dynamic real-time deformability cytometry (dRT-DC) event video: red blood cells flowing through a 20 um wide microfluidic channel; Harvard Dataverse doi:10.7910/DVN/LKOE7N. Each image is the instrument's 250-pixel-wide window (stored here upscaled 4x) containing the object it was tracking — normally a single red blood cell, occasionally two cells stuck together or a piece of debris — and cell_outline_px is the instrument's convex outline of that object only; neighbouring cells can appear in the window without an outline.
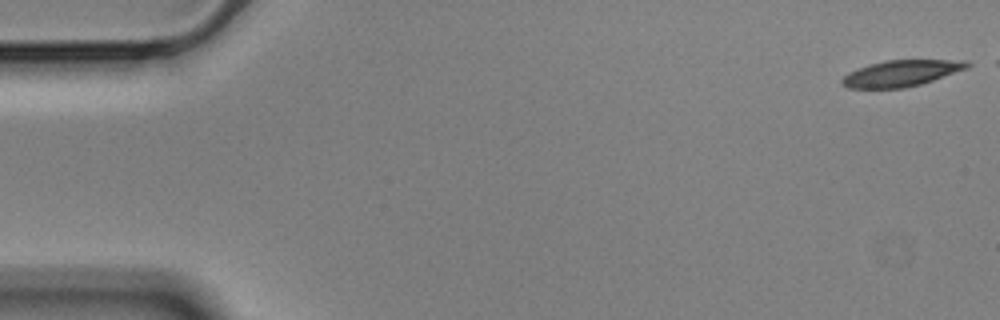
{"species": "Egyptian fruit bat (a non-hibernating species)", "species_latin": "Rousettus aegyptiacus", "temperature_condition": "cold", "stored_images_in_passage": 50, "camera_frame_rate_fps": 3000, "um_per_image_px": 0.085, "animal": {"sex": "male"}, "frame": {"image": 1, "passage_image": 1, "time_ms": 0.0, "image_size_px": [1000, 320], "cell_outline_px": [[972, 64], [968, 68], [920, 84], [904, 88], [848, 88], [840, 84], [840, 80], [848, 72], [868, 64], [884, 60], [968, 60]], "centroid_in_image_um": [76.58, 6.22], "position_along_channel_um": 8.4, "area_um2": 19.19}}
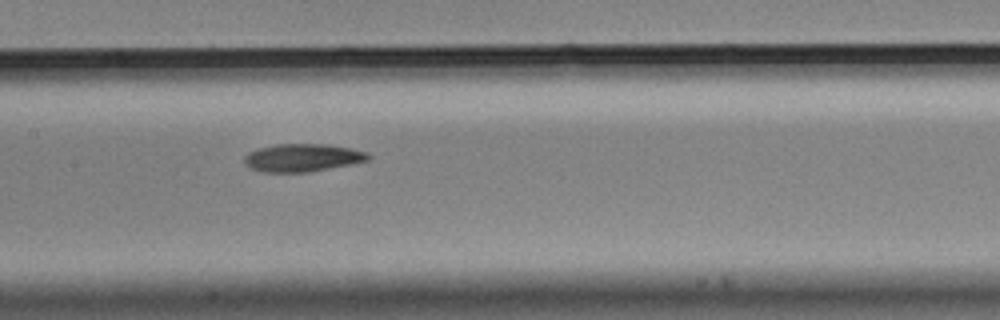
{"frame": {"image": 2, "passage_image": 27, "time_ms": 8.667, "image_size_px": [1000, 320], "cell_outline_px": [[372, 156], [368, 160], [352, 164], [308, 172], [264, 172], [248, 168], [244, 160], [244, 156], [248, 152], [260, 148], [276, 144], [328, 144], [352, 148], [368, 152]], "centroid_in_image_um": [25.73, 13.4], "position_along_channel_um": 181.7, "area_um2": 20.23}}
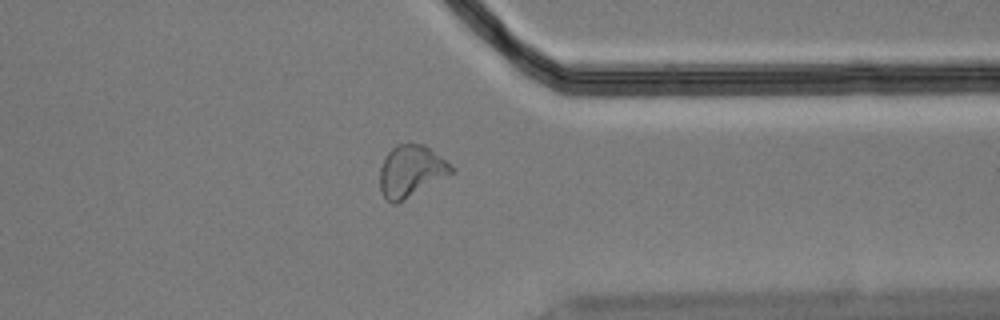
{"frame": {"image": 3, "passage_image": 44, "time_ms": 14.333, "image_size_px": [1000, 320], "cell_outline_px": [[456, 172], [404, 200], [396, 204], [392, 204], [384, 196], [380, 188], [380, 168], [388, 152], [396, 144], [424, 144], [452, 164], [456, 168]], "centroid_in_image_um": [34.98, 14.55], "position_along_channel_um": 376.4, "area_um2": 21.68}}